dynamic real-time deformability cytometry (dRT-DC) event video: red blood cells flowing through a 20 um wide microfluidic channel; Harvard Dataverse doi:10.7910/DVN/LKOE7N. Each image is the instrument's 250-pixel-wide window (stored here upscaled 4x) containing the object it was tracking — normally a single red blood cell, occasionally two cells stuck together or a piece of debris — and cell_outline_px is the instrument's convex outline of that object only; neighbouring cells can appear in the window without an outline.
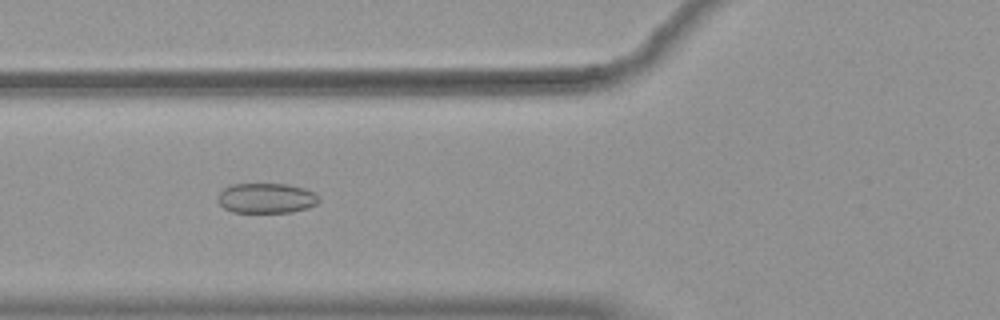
{"species": "common noctule bat (a hibernating species)", "species_latin": "Nyctalus noctula", "temperature_condition": "warm", "stored_images_in_passage": 54, "camera_frame_rate_fps": 3000, "um_per_image_px": 0.085, "animal": {"sex": "female", "body_mass_g": 19.9}, "frame": {"image": 1, "passage_image": 21, "time_ms": 6.667, "image_size_px": [1000, 320], "cell_outline_px": [[320, 200], [316, 204], [308, 208], [292, 212], [232, 212], [224, 208], [216, 200], [216, 196], [224, 188], [232, 184], [288, 184], [304, 188], [316, 192], [320, 196]], "centroid_in_image_um": [22.65, 16.84], "position_along_channel_um": 103.1, "area_um2": 17.98}}
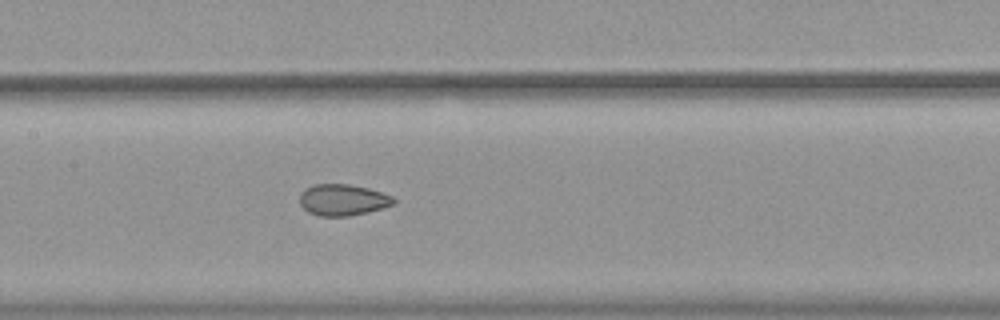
{"frame": {"image": 2, "passage_image": 27, "time_ms": 8.667, "image_size_px": [1000, 320], "cell_outline_px": [[396, 204], [384, 208], [368, 212], [348, 216], [320, 216], [308, 212], [300, 204], [300, 196], [304, 188], [312, 184], [348, 184], [368, 188], [392, 196], [396, 200]], "centroid_in_image_um": [29.15, 16.99], "position_along_channel_um": 178.3, "area_um2": 17.28}}
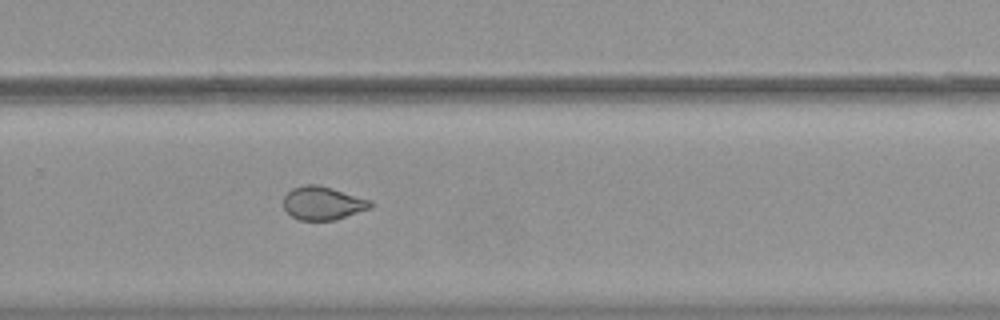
{"frame": {"image": 3, "passage_image": 37, "time_ms": 12.0, "image_size_px": [1000, 320], "cell_outline_px": [[372, 208], [336, 220], [300, 220], [292, 216], [284, 208], [284, 196], [292, 188], [304, 184], [316, 184], [332, 188], [372, 200]], "centroid_in_image_um": [27.46, 17.26], "position_along_channel_um": 302.3, "area_um2": 16.99}, "authors_computed_cell_mechanics": {"area_um2": 20.3167, "velocity_mm_per_s": 3.7394, "shape_relaxation_time_tau1_ms": 10.6226, "shape_relaxation_time_tau2_ms": 1.1223, "deformation_change_tau1": 0.1773, "deformation_change_tau2": 0.057}}